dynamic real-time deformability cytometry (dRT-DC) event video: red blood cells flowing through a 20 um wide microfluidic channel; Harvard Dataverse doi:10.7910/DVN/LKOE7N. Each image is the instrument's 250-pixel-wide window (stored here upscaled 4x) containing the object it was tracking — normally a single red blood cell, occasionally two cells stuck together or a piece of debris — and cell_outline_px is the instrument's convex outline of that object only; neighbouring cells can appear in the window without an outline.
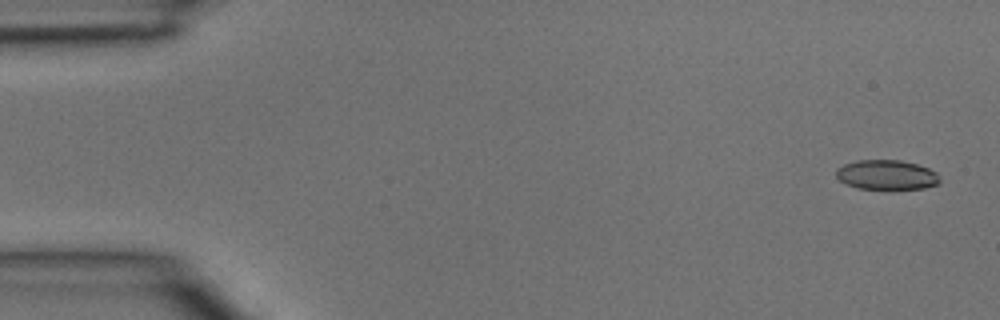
{"species": "common noctule bat (a hibernating species)", "species_latin": "Nyctalus noctula", "temperature_condition": "room temperature", "stored_images_in_passage": 6, "camera_frame_rate_fps": 3000, "um_per_image_px": 0.085, "animal": {"sex": "male", "body_mass_g": 15.6}, "frame": {"image": 1, "passage_image": 1, "time_ms": 0.0, "image_size_px": [1000, 320], "cell_outline_px": [[940, 184], [924, 188], [856, 188], [840, 180], [836, 176], [836, 168], [844, 164], [860, 160], [900, 160], [916, 164], [928, 168], [936, 172], [940, 180]], "centroid_in_image_um": [75.37, 14.85], "position_along_channel_um": 9.6, "area_um2": 17.69}}
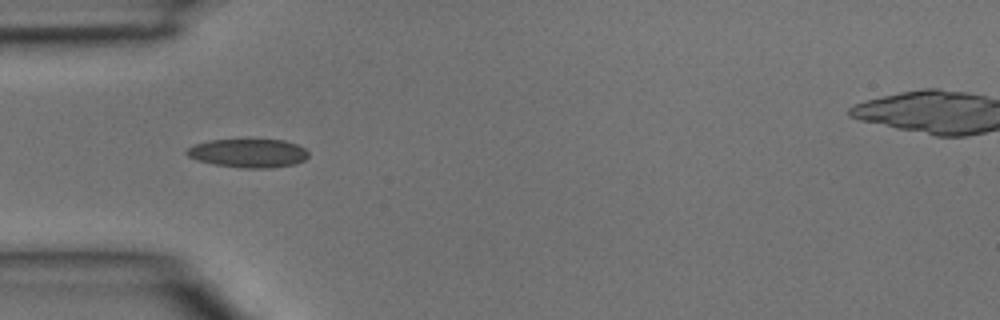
{"frame": {"image": 2, "passage_image": 4, "time_ms": 1.0, "image_size_px": [1000, 320], "cell_outline_px": [[308, 156], [304, 160], [296, 164], [268, 168], [244, 168], [216, 164], [196, 160], [188, 156], [184, 152], [188, 148], [196, 144], [208, 140], [284, 140], [296, 144], [304, 148], [308, 152]], "centroid_in_image_um": [21.11, 13.02], "position_along_channel_um": 63.9, "area_um2": 20.17}}